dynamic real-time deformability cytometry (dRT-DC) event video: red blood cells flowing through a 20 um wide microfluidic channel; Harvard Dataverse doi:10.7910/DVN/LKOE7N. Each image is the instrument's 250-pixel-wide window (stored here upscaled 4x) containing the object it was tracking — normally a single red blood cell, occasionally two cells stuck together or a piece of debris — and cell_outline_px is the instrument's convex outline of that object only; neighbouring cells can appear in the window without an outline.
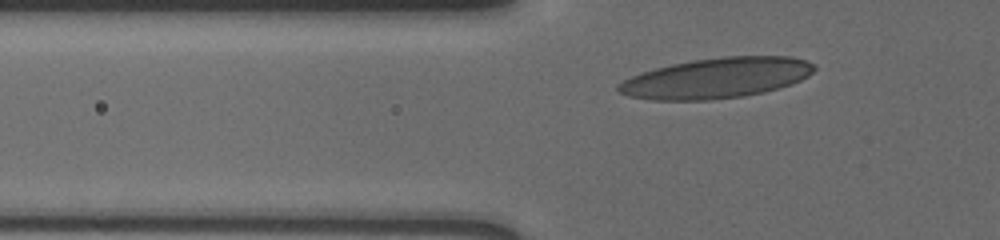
{"species": "human", "species_latin": "Homo sapiens", "temperature_condition": "cold", "stored_images_in_passage": 38, "camera_frame_rate_fps": 3000, "um_per_image_px": 0.085, "donor": {"sex": "male"}, "frame": {"image": 1, "passage_image": 8, "time_ms": 2.333, "image_size_px": [1000, 240], "cell_outline_px": [[816, 68], [808, 76], [792, 84], [764, 92], [744, 96], [712, 100], [652, 100], [628, 96], [616, 92], [616, 88], [624, 80], [640, 72], [672, 64], [692, 60], [724, 56], [792, 56], [816, 64]], "centroid_in_image_um": [60.91, 6.63], "position_along_channel_um": 64.9, "area_um2": 46.3}}
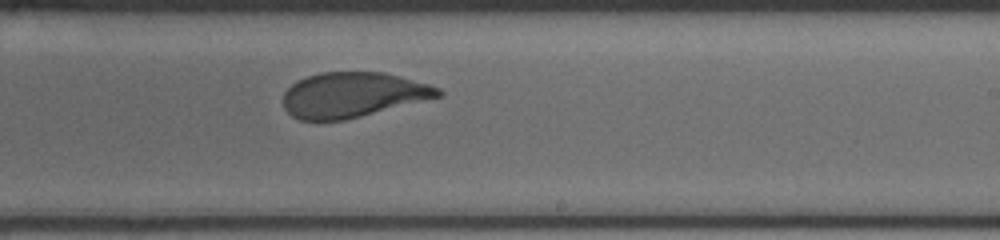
{"frame": {"image": 2, "passage_image": 25, "time_ms": 8.0, "image_size_px": [1000, 240], "cell_outline_px": [[444, 92], [440, 96], [344, 120], [300, 120], [292, 116], [284, 108], [284, 92], [296, 80], [320, 72], [384, 72], [428, 84], [440, 88]], "centroid_in_image_um": [29.95, 8.05], "position_along_channel_um": 259.0, "area_um2": 40.29}}
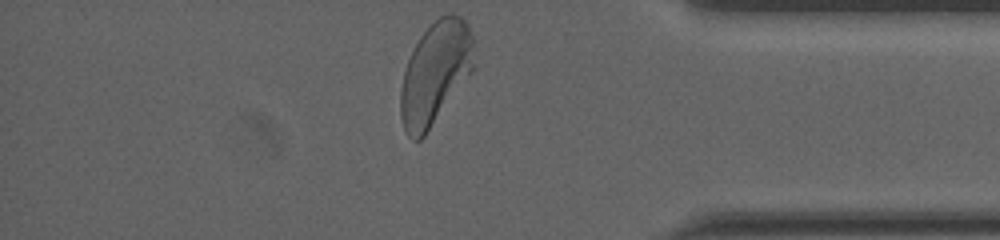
{"frame": {"image": 3, "passage_image": 38, "time_ms": 12.333, "image_size_px": [1000, 240], "cell_outline_px": [[472, 72], [424, 136], [420, 140], [412, 140], [404, 132], [400, 116], [400, 92], [404, 72], [408, 60], [420, 36], [440, 16], [448, 12], [452, 12], [460, 16], [468, 24], [472, 36]], "centroid_in_image_um": [36.97, 6.23], "position_along_channel_um": 398.2, "area_um2": 43.41}, "authors_computed_cell_mechanics": {"area_um2": 42.5408, "velocity_mm_per_s": 3.587, "shape_relaxation_time_tau1_ms": 4.8937, "shape_relaxation_time_tau2_ms": 0.8547, "deformation_change_tau1": 0.1686, "deformation_change_tau2": 0.0676}}